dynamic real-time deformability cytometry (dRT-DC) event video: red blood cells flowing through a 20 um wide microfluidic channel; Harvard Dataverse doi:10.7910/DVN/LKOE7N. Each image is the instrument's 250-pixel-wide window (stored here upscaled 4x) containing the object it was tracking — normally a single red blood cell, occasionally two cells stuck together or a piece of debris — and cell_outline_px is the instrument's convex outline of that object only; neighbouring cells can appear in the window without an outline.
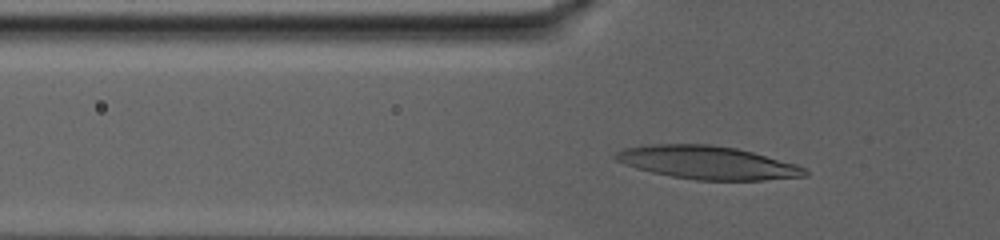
{"species": "human", "species_latin": "Homo sapiens", "temperature_condition": "warm", "stored_images_in_passage": 55, "camera_frame_rate_fps": 3000, "um_per_image_px": 0.085, "donor": {"sex": "male"}, "frame": {"image": 1, "passage_image": 15, "time_ms": 4.667, "image_size_px": [1000, 240], "cell_outline_px": [[808, 176], [764, 180], [696, 180], [672, 176], [652, 172], [636, 168], [624, 164], [616, 160], [612, 156], [616, 152], [624, 148], [652, 144], [712, 144], [736, 148], [752, 152], [796, 164], [804, 168], [808, 172]], "centroid_in_image_um": [60.13, 13.82], "position_along_channel_um": 65.7, "area_um2": 36.53}}
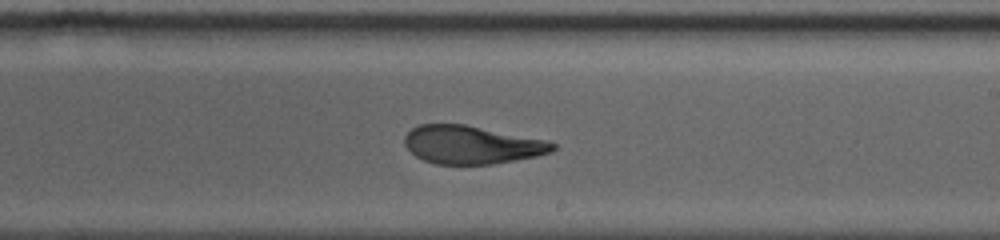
{"frame": {"image": 2, "passage_image": 35, "time_ms": 11.333, "image_size_px": [1000, 240], "cell_outline_px": [[556, 148], [552, 152], [536, 156], [492, 164], [436, 164], [424, 160], [416, 156], [404, 144], [404, 136], [412, 128], [420, 124], [464, 124], [544, 140], [556, 144]], "centroid_in_image_um": [40.06, 12.31], "position_along_channel_um": 248.9, "area_um2": 32.6}}
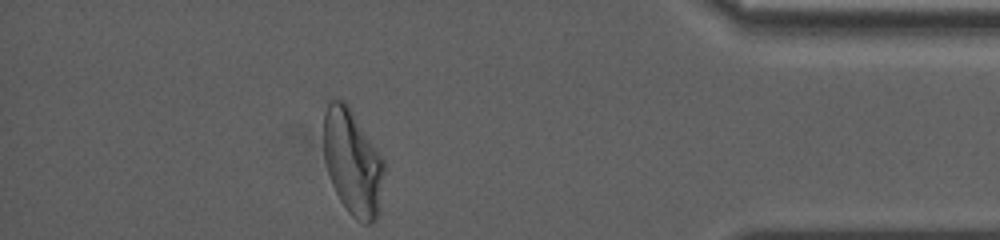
{"frame": {"image": 3, "passage_image": 55, "time_ms": 18.0, "image_size_px": [1000, 240], "cell_outline_px": [[384, 168], [380, 212], [376, 220], [372, 224], [364, 224], [356, 220], [348, 212], [340, 200], [332, 184], [324, 160], [324, 112], [328, 100], [344, 100], [348, 104], [384, 160]], "centroid_in_image_um": [29.98, 13.82], "position_along_channel_um": 405.2, "area_um2": 37.45}, "authors_computed_cell_mechanics": {"area_um2": 34.391, "velocity_mm_per_s": 2.841, "shape_relaxation_time_tau1_ms": null, "shape_relaxation_time_tau2_ms": 2.043, "deformation_change_tau1": null, "deformation_change_tau2": 0.0951}}